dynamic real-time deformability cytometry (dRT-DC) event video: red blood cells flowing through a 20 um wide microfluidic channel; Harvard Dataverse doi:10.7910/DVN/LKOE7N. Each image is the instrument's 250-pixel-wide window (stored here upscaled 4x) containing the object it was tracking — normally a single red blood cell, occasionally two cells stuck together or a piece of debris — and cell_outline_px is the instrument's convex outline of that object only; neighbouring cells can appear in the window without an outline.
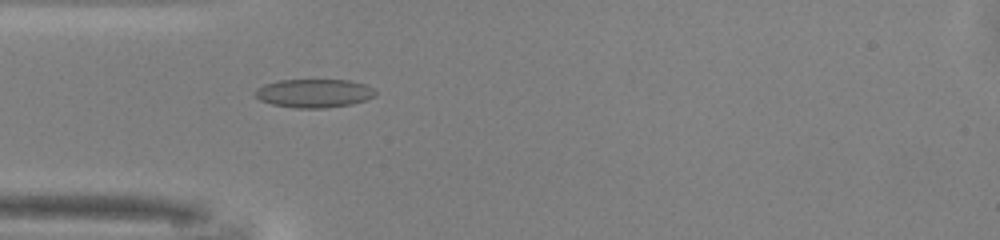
{"species": "common noctule bat (a hibernating species)", "species_latin": "Nyctalus noctula", "temperature_condition": "warm", "stored_images_in_passage": 32, "camera_frame_rate_fps": 3000, "um_per_image_px": 0.085, "animal": {"sex": "male", "body_mass_g": 13.0, "forearm_length_mm": 53.1}, "frame": {"image": 1, "passage_image": 7, "time_ms": 2.0, "image_size_px": [1000, 240], "cell_outline_px": [[376, 96], [352, 104], [324, 108], [296, 108], [272, 104], [260, 100], [256, 96], [256, 88], [264, 84], [280, 80], [348, 80], [364, 84], [372, 88], [376, 92]], "centroid_in_image_um": [26.69, 7.93], "position_along_channel_um": 58.3, "area_um2": 19.88}}
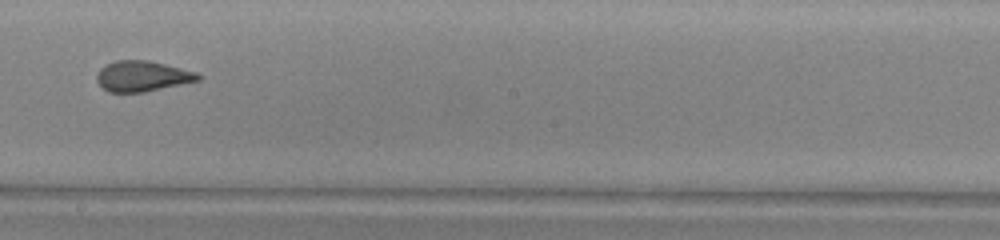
{"frame": {"image": 2, "passage_image": 20, "time_ms": 6.333, "image_size_px": [1000, 240], "cell_outline_px": [[200, 80], [144, 92], [108, 92], [96, 80], [96, 76], [100, 68], [116, 60], [148, 60], [196, 72], [200, 76]], "centroid_in_image_um": [12.08, 6.47], "position_along_channel_um": 236.1, "area_um2": 17.8}}
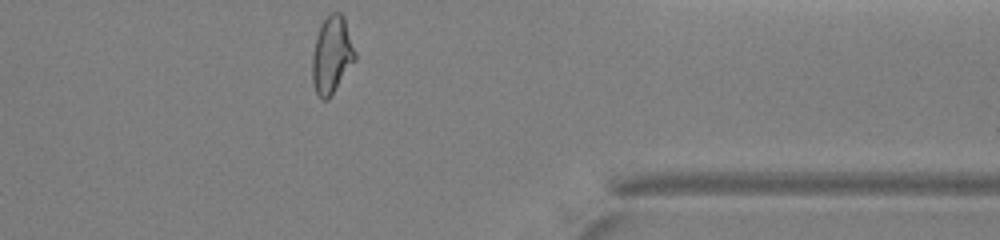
{"frame": {"image": 3, "passage_image": 32, "time_ms": 10.333, "image_size_px": [1000, 240], "cell_outline_px": [[356, 60], [328, 100], [324, 100], [316, 92], [312, 80], [312, 56], [316, 36], [320, 24], [328, 12], [340, 12], [344, 16], [356, 52]], "centroid_in_image_um": [28.21, 4.63], "position_along_channel_um": 383.2, "area_um2": 19.48}, "authors_computed_cell_mechanics": {"area_um2": 18.5538, "velocity_mm_per_s": 4.1466, "shape_relaxation_time_tau1_ms": 4.1222, "shape_relaxation_time_tau2_ms": 0.9285, "deformation_change_tau1": 0.1641, "deformation_change_tau2": 0.0925}}